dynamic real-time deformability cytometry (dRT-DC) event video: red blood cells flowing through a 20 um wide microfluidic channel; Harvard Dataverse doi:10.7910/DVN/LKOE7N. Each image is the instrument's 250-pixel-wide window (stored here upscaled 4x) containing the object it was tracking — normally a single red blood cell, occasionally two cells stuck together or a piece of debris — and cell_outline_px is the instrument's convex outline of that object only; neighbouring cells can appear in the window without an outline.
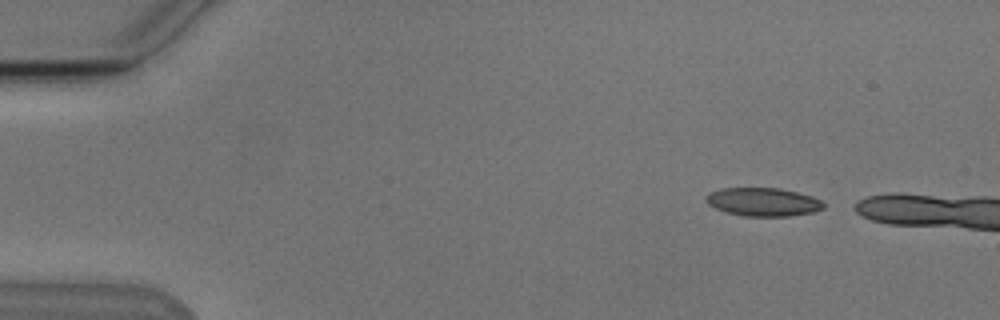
{"species": "Egyptian fruit bat (a non-hibernating species)", "species_latin": "Rousettus aegyptiacus", "temperature_condition": "cold", "stored_images_in_passage": 5, "camera_frame_rate_fps": 3000, "um_per_image_px": 0.085, "animal": {"sex": "male"}, "frame": {"image": 1, "passage_image": 1, "time_ms": 0.0, "image_size_px": [1000, 320], "cell_outline_px": [[824, 208], [812, 212], [788, 216], [744, 216], [728, 212], [716, 208], [708, 204], [704, 196], [720, 188], [780, 188], [812, 196], [820, 200], [824, 204]], "centroid_in_image_um": [64.86, 17.16], "position_along_channel_um": 20.1, "area_um2": 19.25}}